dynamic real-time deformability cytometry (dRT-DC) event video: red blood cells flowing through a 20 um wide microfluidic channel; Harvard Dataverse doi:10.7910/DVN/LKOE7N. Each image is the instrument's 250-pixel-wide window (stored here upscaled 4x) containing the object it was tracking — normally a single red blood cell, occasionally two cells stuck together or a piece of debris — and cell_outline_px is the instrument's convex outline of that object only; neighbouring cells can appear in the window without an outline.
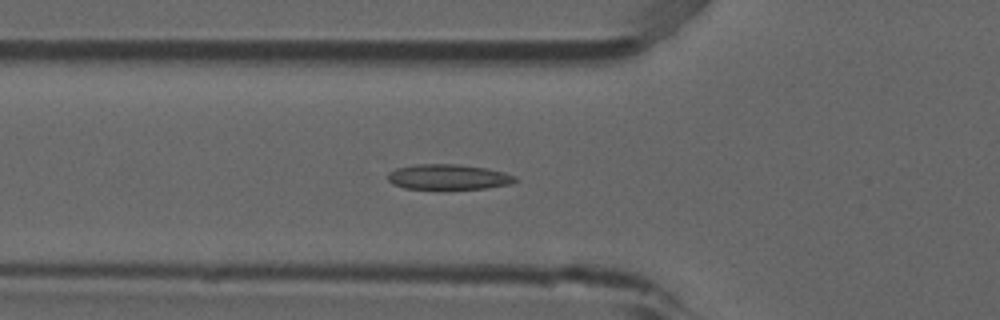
{"species": "common noctule bat (a hibernating species)", "species_latin": "Nyctalus noctula", "temperature_condition": "room temperature", "stored_images_in_passage": 53, "camera_frame_rate_fps": 3000, "um_per_image_px": 0.085, "animal": {"sex": "male", "forearm_length_mm": 52.5}, "frame": {"image": 1, "passage_image": 19, "time_ms": 6.0, "image_size_px": [1000, 320], "cell_outline_px": [[516, 180], [508, 184], [488, 188], [404, 188], [392, 184], [388, 180], [388, 172], [396, 168], [416, 164], [456, 164], [484, 168], [504, 172], [516, 176]], "centroid_in_image_um": [38.07, 15.03], "position_along_channel_um": 87.7, "area_um2": 18.44}}
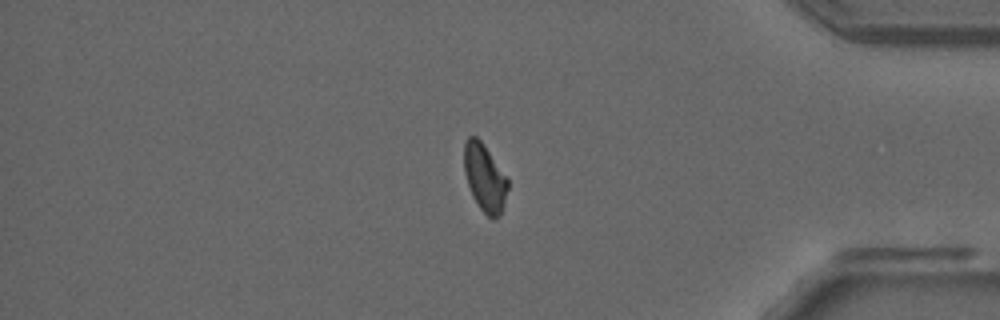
{"frame": {"image": 2, "passage_image": 45, "time_ms": 14.667, "image_size_px": [1000, 320], "cell_outline_px": [[508, 188], [504, 204], [500, 216], [496, 220], [492, 220], [480, 208], [472, 196], [464, 172], [464, 144], [468, 136], [476, 136], [480, 140], [508, 180]], "centroid_in_image_um": [41.19, 15.15], "position_along_channel_um": 394.0, "area_um2": 16.99}}
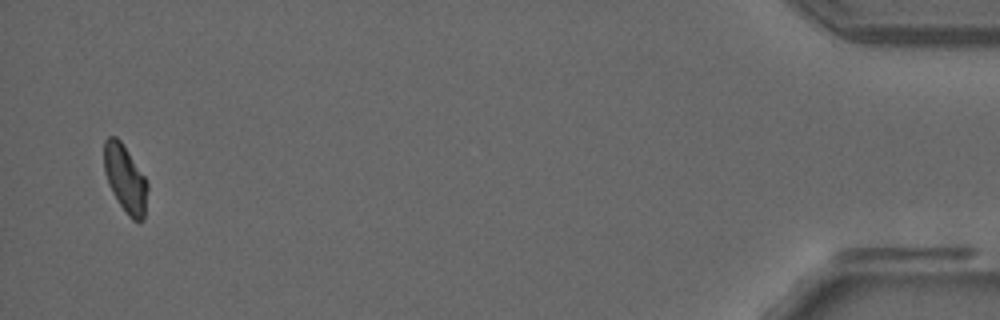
{"frame": {"image": 3, "passage_image": 52, "time_ms": 17.0, "image_size_px": [1000, 320], "cell_outline_px": [[148, 188], [144, 220], [132, 220], [128, 216], [112, 192], [108, 184], [104, 172], [104, 140], [108, 136], [116, 136], [120, 140], [144, 176], [148, 184]], "centroid_in_image_um": [10.64, 15.19], "position_along_channel_um": 424.6, "area_um2": 16.99}, "authors_computed_cell_mechanics": {"area_um2": 18.3226, "velocity_mm_per_s": 3.8598, "shape_relaxation_time_tau1_ms": 9.1996, "shape_relaxation_time_tau2_ms": 4.281, "deformation_change_tau1": 0.1883, "deformation_change_tau2": 0.1053}}